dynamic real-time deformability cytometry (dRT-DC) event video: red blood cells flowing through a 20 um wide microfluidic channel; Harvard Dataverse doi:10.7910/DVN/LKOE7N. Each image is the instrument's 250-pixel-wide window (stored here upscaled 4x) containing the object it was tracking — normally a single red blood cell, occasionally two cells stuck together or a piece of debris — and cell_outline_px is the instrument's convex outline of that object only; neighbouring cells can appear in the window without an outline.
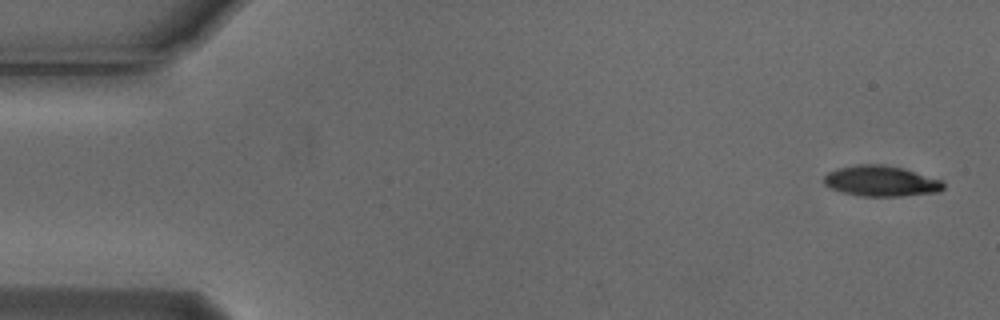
{"species": "Egyptian fruit bat (a non-hibernating species)", "species_latin": "Rousettus aegyptiacus", "temperature_condition": "cold", "stored_images_in_passage": 8, "camera_frame_rate_fps": 3000, "um_per_image_px": 0.085, "animal": {"sex": "male"}, "frame": {"image": 1, "passage_image": 1, "time_ms": 0.0, "image_size_px": [1000, 320], "cell_outline_px": [[944, 188], [936, 192], [900, 196], [860, 196], [840, 192], [824, 184], [824, 176], [828, 172], [836, 168], [856, 164], [884, 164], [904, 168], [944, 180]], "centroid_in_image_um": [74.89, 15.38], "position_along_channel_um": 10.1, "area_um2": 21.56}}
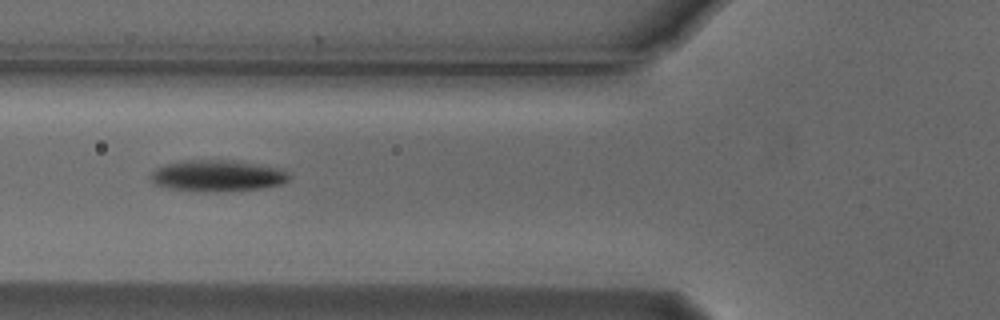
{"frame": {"image": 2, "passage_image": 6, "time_ms": 1.667, "image_size_px": [1000, 320], "cell_outline_px": [[292, 176], [288, 180], [280, 184], [260, 188], [172, 188], [156, 184], [148, 176], [156, 168], [164, 164], [188, 160], [232, 160], [280, 168], [288, 172]], "centroid_in_image_um": [18.51, 14.86], "position_along_channel_um": 107.3, "area_um2": 23.76}}
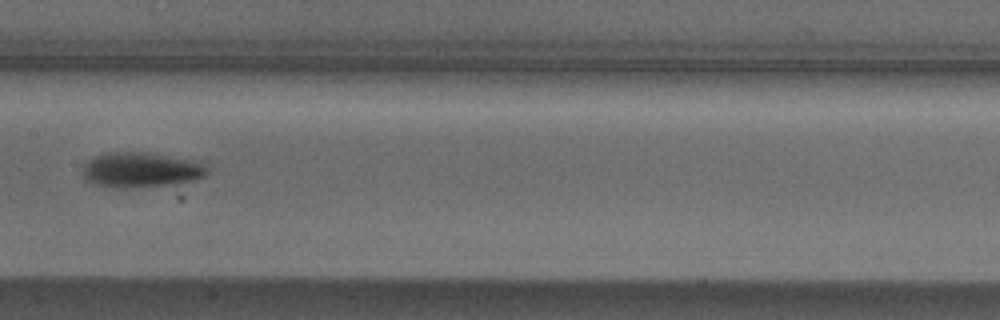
{"frame": {"image": 3, "passage_image": 8, "time_ms": 2.333, "image_size_px": [1000, 320], "cell_outline_px": [[208, 172], [204, 176], [192, 180], [172, 184], [124, 188], [116, 188], [96, 184], [84, 180], [84, 168], [88, 160], [96, 156], [108, 152], [140, 152], [200, 160], [208, 168]], "centroid_in_image_um": [12.01, 14.43], "position_along_channel_um": 195.4, "area_um2": 25.32}}